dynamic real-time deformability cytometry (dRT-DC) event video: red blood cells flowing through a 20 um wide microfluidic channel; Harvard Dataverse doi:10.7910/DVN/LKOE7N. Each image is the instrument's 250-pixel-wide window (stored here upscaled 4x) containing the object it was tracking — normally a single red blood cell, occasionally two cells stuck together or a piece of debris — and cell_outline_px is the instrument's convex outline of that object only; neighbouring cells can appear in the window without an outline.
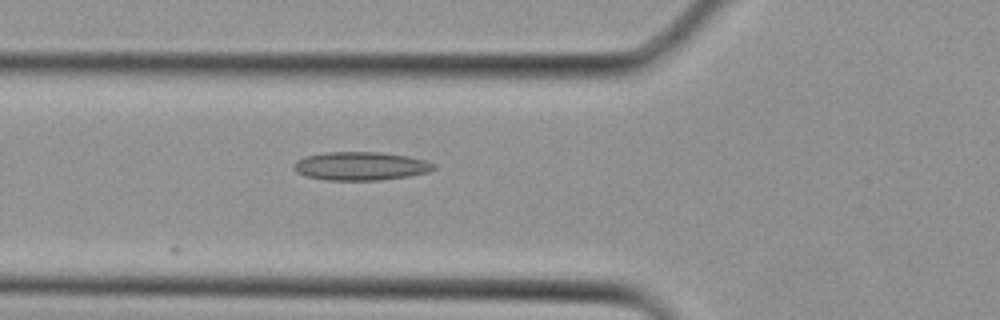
{"species": "Egyptian fruit bat (a non-hibernating species)", "species_latin": "Rousettus aegyptiacus", "temperature_condition": "cold", "stored_images_in_passage": 3, "camera_frame_rate_fps": 3000, "um_per_image_px": 0.085, "animal": {"sex": "female"}, "frame": {"image": 1, "passage_image": 3, "time_ms": 0.667, "image_size_px": [1000, 320], "cell_outline_px": [[436, 168], [428, 172], [408, 176], [380, 180], [328, 180], [308, 176], [296, 172], [292, 168], [292, 164], [296, 160], [304, 156], [324, 152], [380, 152], [408, 156], [424, 160], [436, 164]], "centroid_in_image_um": [30.63, 14.11], "position_along_channel_um": 95.2, "area_um2": 23.29}}